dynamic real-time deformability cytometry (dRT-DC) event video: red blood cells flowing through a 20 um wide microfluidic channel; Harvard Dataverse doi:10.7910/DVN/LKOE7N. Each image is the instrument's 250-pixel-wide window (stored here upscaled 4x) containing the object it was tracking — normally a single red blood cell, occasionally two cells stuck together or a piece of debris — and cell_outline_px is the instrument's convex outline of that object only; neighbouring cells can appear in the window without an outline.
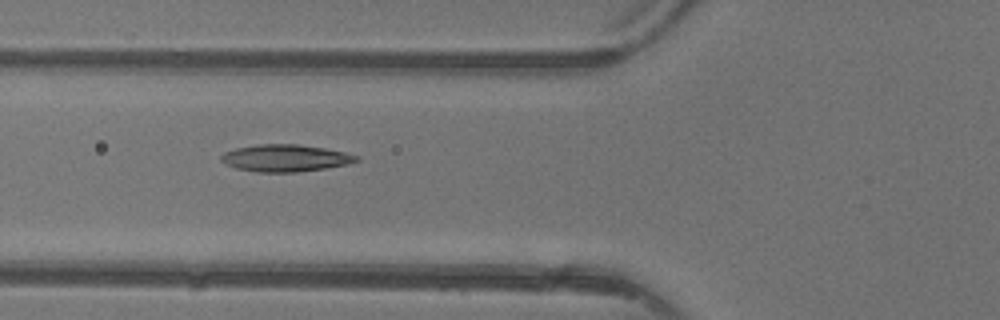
{"species": "common noctule bat (a hibernating species)", "species_latin": "Nyctalus noctula", "temperature_condition": "warm", "stored_images_in_passage": 2, "camera_frame_rate_fps": 3000, "um_per_image_px": 0.085, "animal": {"sex": "female"}, "frame": {"image": 1, "passage_image": 2, "time_ms": 1.0, "image_size_px": [1000, 320], "cell_outline_px": [[360, 160], [348, 164], [324, 168], [296, 172], [260, 172], [236, 168], [224, 164], [220, 160], [220, 156], [224, 152], [236, 148], [260, 144], [296, 144], [324, 148], [344, 152], [360, 156]], "centroid_in_image_um": [24.24, 13.43], "position_along_channel_um": 101.6, "area_um2": 21.27}}